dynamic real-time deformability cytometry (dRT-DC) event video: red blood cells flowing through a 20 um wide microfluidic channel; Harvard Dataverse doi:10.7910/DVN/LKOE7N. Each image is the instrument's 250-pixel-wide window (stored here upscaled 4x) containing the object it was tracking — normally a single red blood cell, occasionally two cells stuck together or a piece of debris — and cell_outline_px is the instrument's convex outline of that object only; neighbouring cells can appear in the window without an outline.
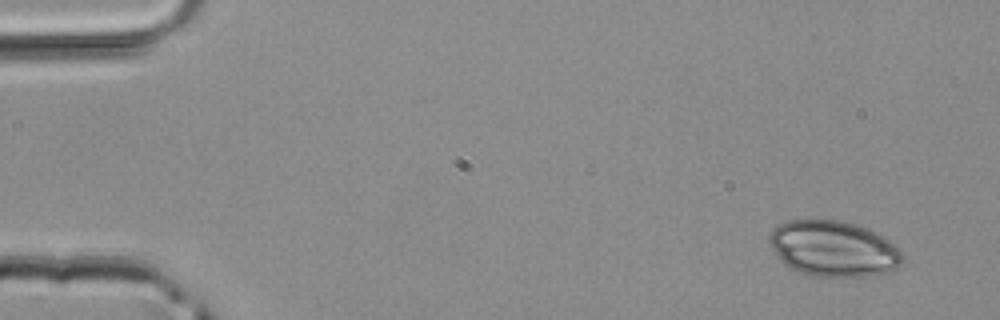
{"species": "common noctule bat (a hibernating species)", "species_latin": "Nyctalus noctula", "temperature_condition": "room temperature", "stored_images_in_passage": 3, "camera_frame_rate_fps": 3000, "um_per_image_px": 0.085, "animal": {"sex": "male", "body_mass_g": 20.4}, "frame": {"image": 1, "passage_image": 1, "time_ms": 0.0, "image_size_px": [1000, 320], "cell_outline_px": [[904, 256], [900, 264], [896, 268], [888, 272], [872, 276], [812, 276], [800, 272], [784, 264], [780, 260], [768, 244], [768, 236], [780, 224], [788, 220], [840, 220], [856, 224], [876, 232], [888, 240]], "centroid_in_image_um": [70.82, 21.14], "position_along_channel_um": 14.2, "area_um2": 43.12}}